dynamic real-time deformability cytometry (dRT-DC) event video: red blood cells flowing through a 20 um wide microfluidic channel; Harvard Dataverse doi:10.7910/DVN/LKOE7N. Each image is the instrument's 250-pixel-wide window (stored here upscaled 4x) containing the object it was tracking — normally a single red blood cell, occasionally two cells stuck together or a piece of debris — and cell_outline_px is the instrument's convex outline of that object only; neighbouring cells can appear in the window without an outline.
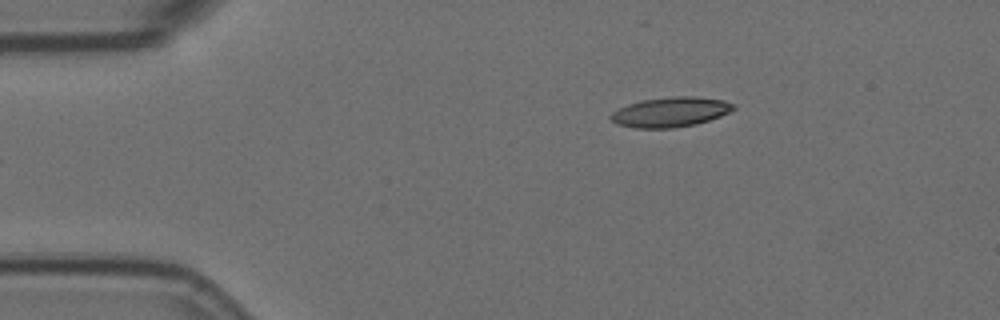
{"species": "Egyptian fruit bat (a non-hibernating species)", "species_latin": "Rousettus aegyptiacus", "temperature_condition": "room temperature", "stored_images_in_passage": 4, "camera_frame_rate_fps": 3000, "um_per_image_px": 0.085, "animal": {"sex": "female"}, "frame": {"image": 1, "passage_image": 4, "time_ms": 1.0, "image_size_px": [1000, 320], "cell_outline_px": [[736, 108], [720, 116], [696, 124], [672, 128], [636, 128], [616, 124], [608, 116], [612, 112], [628, 104], [644, 100], [676, 96], [696, 96], [724, 100], [732, 104]], "centroid_in_image_um": [56.97, 9.52], "position_along_channel_um": 28.0, "area_um2": 21.15}}